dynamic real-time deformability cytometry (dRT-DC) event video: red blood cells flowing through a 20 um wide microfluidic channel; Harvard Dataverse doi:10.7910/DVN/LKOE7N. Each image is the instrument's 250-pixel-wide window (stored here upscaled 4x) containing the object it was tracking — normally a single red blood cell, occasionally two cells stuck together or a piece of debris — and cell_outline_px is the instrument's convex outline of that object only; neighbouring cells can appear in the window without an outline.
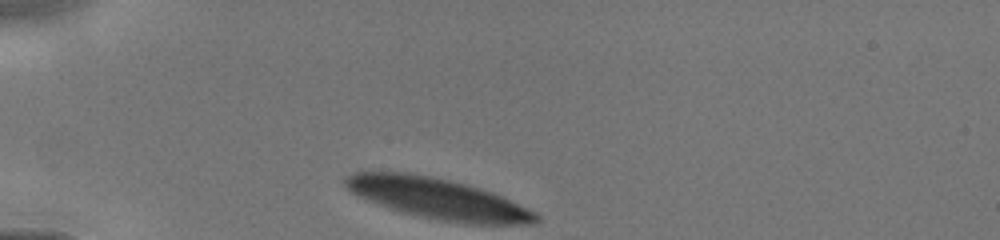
{"species": "human", "species_latin": "Homo sapiens", "temperature_condition": "cold", "stored_images_in_passage": 29, "camera_frame_rate_fps": 3000, "um_per_image_px": 0.085, "donor": {"sex": "male"}, "frame": {"image": 1, "passage_image": 1, "time_ms": 0.0, "image_size_px": [1000, 240], "cell_outline_px": [[540, 220], [536, 224], [464, 224], [440, 220], [420, 216], [388, 208], [360, 196], [352, 192], [344, 184], [344, 176], [356, 172], [408, 172], [432, 176], [480, 188], [492, 192], [528, 208], [536, 212], [540, 216]], "centroid_in_image_um": [37.26, 16.89], "position_along_channel_um": 47.7, "area_um2": 45.08}}
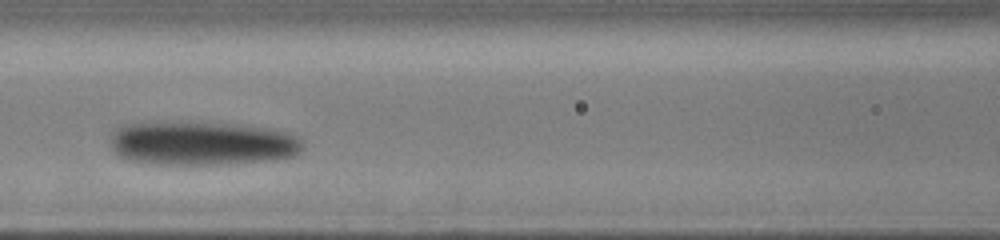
{"frame": {"image": 2, "passage_image": 11, "time_ms": 3.0, "image_size_px": [1000, 240], "cell_outline_px": [[304, 148], [296, 156], [272, 160], [228, 164], [148, 164], [128, 160], [120, 156], [112, 148], [112, 136], [116, 128], [124, 124], [192, 120], [248, 124], [272, 128], [288, 132], [304, 140]], "centroid_in_image_um": [17.25, 12.15], "position_along_channel_um": 149.4, "area_um2": 50.81}}
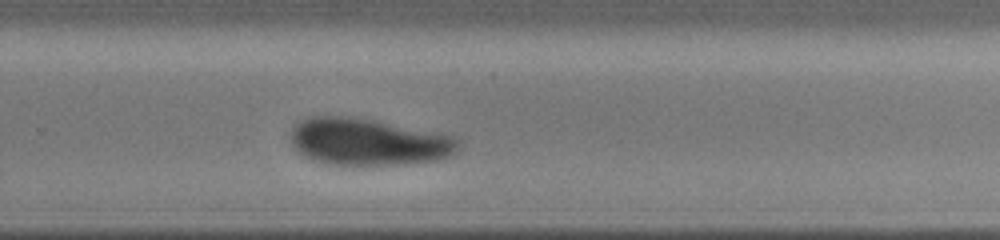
{"frame": {"image": 3, "passage_image": 28, "time_ms": 6.333, "image_size_px": [1000, 240], "cell_outline_px": [[460, 148], [452, 156], [436, 160], [404, 164], [328, 164], [312, 160], [304, 156], [292, 144], [288, 136], [288, 132], [300, 120], [308, 116], [352, 116], [376, 120], [444, 132], [456, 136], [460, 140]], "centroid_in_image_um": [31.35, 12.03], "position_along_channel_um": 298.5, "area_um2": 46.88}}